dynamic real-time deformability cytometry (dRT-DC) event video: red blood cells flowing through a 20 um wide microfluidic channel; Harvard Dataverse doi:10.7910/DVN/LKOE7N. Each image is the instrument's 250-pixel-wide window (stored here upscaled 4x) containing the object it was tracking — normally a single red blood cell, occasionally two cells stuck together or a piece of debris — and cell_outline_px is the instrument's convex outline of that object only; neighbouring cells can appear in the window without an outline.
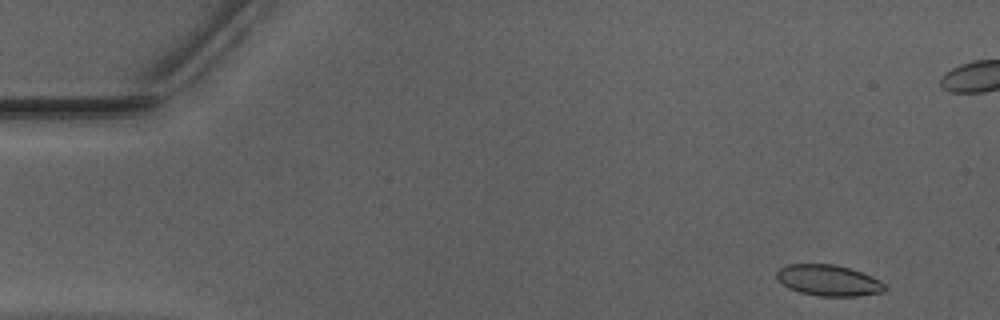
{"species": "Egyptian fruit bat (a non-hibernating species)", "species_latin": "Rousettus aegyptiacus", "temperature_condition": "warm", "stored_images_in_passage": 52, "camera_frame_rate_fps": 3000, "um_per_image_px": 0.085, "animal": {"sex": "male"}, "frame": {"image": 1, "passage_image": 3, "time_ms": 0.667, "image_size_px": [1000, 320], "cell_outline_px": [[888, 288], [884, 292], [856, 296], [816, 296], [800, 292], [788, 288], [776, 276], [776, 272], [780, 268], [788, 264], [836, 264], [860, 272], [880, 280]], "centroid_in_image_um": [70.43, 23.84], "position_along_channel_um": 14.6, "area_um2": 19.48}}
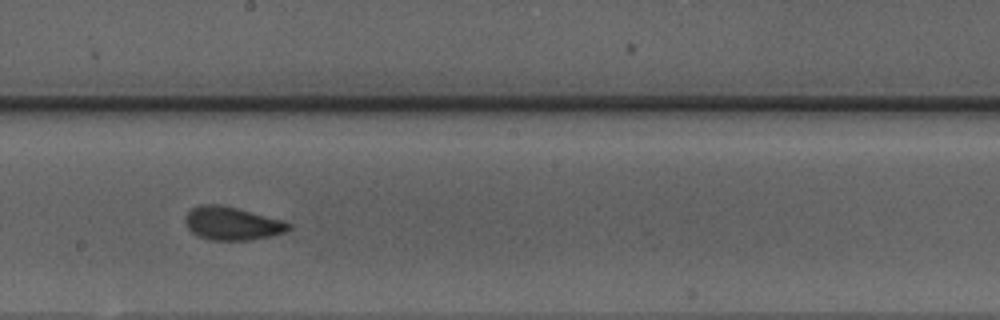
{"frame": {"image": 2, "passage_image": 28, "time_ms": 9.0, "image_size_px": [1000, 320], "cell_outline_px": [[292, 228], [284, 232], [268, 236], [248, 240], [212, 240], [200, 236], [192, 232], [188, 228], [184, 220], [184, 216], [192, 208], [200, 204], [220, 204], [284, 220], [292, 224]], "centroid_in_image_um": [19.72, 18.98], "position_along_channel_um": 228.5, "area_um2": 19.94}}
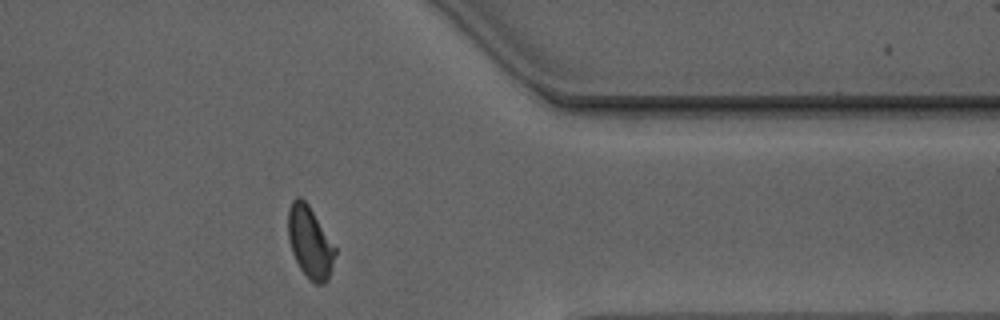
{"frame": {"image": 3, "passage_image": 41, "time_ms": 13.333, "image_size_px": [1000, 320], "cell_outline_px": [[336, 252], [332, 268], [328, 280], [324, 284], [316, 284], [300, 268], [292, 252], [288, 236], [288, 208], [292, 200], [296, 196], [300, 196], [308, 204], [336, 248]], "centroid_in_image_um": [26.34, 20.57], "position_along_channel_um": 385.1, "area_um2": 19.42}, "authors_computed_cell_mechanics": {"area_um2": 19.5942, "velocity_mm_per_s": 3.9449, "shape_relaxation_time_tau1_ms": 8.9371, "shape_relaxation_time_tau2_ms": 1.0302, "deformation_change_tau1": 0.1778, "deformation_change_tau2": 0.0564}}